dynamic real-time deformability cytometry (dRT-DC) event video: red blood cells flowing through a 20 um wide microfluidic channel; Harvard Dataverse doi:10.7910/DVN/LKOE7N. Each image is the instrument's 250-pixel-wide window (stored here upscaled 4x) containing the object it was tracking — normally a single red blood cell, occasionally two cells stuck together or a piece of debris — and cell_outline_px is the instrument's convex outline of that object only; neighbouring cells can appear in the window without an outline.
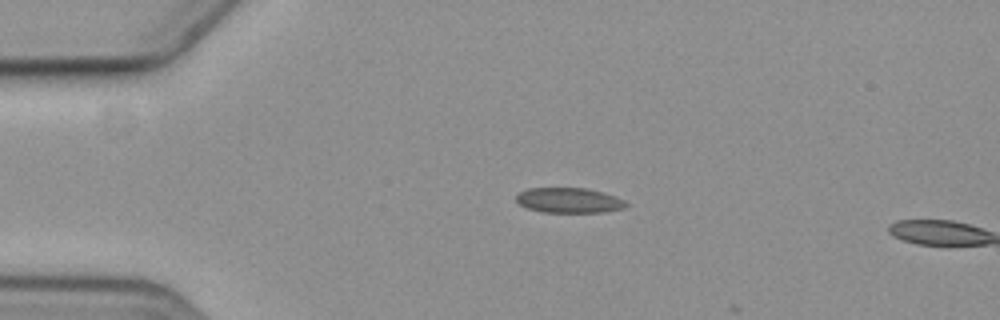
{"species": "common noctule bat (a hibernating species)", "species_latin": "Nyctalus noctula", "temperature_condition": "cold", "stored_images_in_passage": 4, "camera_frame_rate_fps": 3000, "um_per_image_px": 0.085, "animal": {"sex": "female", "body_mass_g": 19.3, "forearm_length_mm": 54.1}, "frame": {"image": 1, "passage_image": 3, "time_ms": 2.333, "image_size_px": [1000, 320], "cell_outline_px": [[628, 204], [624, 208], [604, 212], [540, 212], [528, 208], [520, 204], [516, 200], [516, 196], [520, 192], [528, 188], [584, 188], [600, 192], [624, 200]], "centroid_in_image_um": [48.33, 17.03], "position_along_channel_um": 36.7, "area_um2": 15.84}}